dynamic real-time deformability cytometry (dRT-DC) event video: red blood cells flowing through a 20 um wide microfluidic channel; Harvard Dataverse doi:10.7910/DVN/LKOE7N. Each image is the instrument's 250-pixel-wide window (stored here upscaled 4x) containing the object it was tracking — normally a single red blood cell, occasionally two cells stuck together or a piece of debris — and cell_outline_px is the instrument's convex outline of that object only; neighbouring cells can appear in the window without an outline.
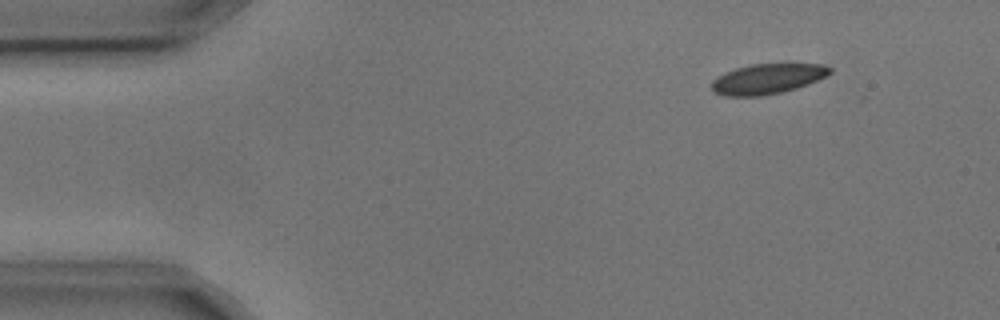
{"species": "common noctule bat (a hibernating species)", "species_latin": "Nyctalus noctula", "temperature_condition": "cold", "stored_images_in_passage": 3, "camera_frame_rate_fps": 3000, "um_per_image_px": 0.085, "animal": {"sex": "male", "body_mass_g": 17.9, "forearm_length_mm": 54.2}, "frame": {"image": 1, "passage_image": 3, "time_ms": 0.667, "image_size_px": [1000, 320], "cell_outline_px": [[832, 72], [808, 84], [796, 88], [780, 92], [760, 96], [724, 96], [716, 92], [712, 88], [712, 80], [724, 72], [736, 68], [752, 64], [824, 64], [832, 68]], "centroid_in_image_um": [65.22, 6.69], "position_along_channel_um": 19.8, "area_um2": 20.58}}